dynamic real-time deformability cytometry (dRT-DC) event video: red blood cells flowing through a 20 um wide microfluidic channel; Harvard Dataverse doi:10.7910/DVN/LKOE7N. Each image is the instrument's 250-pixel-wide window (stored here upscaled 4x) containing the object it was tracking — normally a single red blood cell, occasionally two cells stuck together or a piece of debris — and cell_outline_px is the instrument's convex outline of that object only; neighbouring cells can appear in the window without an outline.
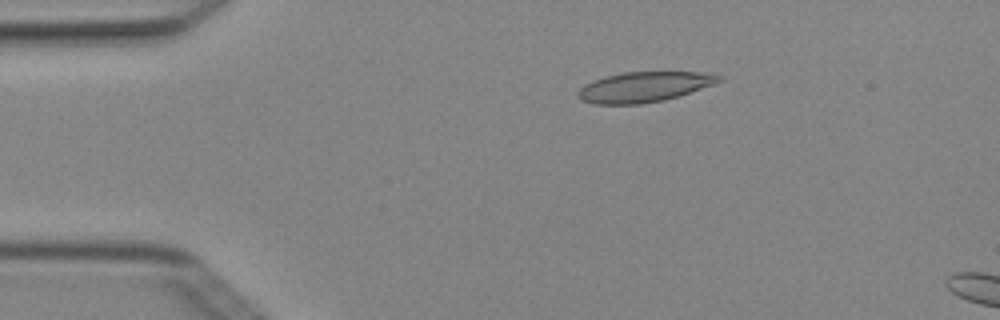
{"species": "Egyptian fruit bat (a non-hibernating species)", "species_latin": "Rousettus aegyptiacus", "temperature_condition": "cold", "stored_images_in_passage": 5, "camera_frame_rate_fps": 3000, "um_per_image_px": 0.085, "animal": {"sex": "female"}, "frame": {"image": 1, "passage_image": 3, "time_ms": 0.667, "image_size_px": [1000, 320], "cell_outline_px": [[724, 80], [664, 100], [640, 104], [596, 104], [580, 100], [576, 96], [576, 92], [584, 84], [592, 80], [604, 76], [624, 72], [716, 72], [724, 76]], "centroid_in_image_um": [54.73, 7.37], "position_along_channel_um": 30.3, "area_um2": 24.97}}